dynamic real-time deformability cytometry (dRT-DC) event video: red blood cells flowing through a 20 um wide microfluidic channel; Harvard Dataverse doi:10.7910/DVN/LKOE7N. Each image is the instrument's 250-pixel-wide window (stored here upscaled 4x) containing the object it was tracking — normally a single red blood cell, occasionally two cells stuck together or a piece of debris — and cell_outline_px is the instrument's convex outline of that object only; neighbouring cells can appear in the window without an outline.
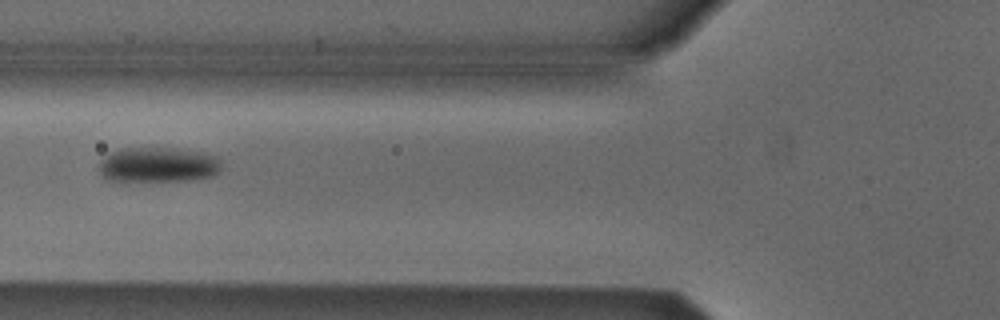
{"species": "Egyptian fruit bat (a non-hibernating species)", "species_latin": "Rousettus aegyptiacus", "temperature_condition": "cold", "stored_images_in_passage": 4, "camera_frame_rate_fps": 3000, "um_per_image_px": 0.085, "animal": {"sex": "male"}, "frame": {"image": 1, "passage_image": 4, "time_ms": 3.333, "image_size_px": [1000, 320], "cell_outline_px": [[220, 172], [212, 176], [188, 180], [108, 180], [100, 172], [100, 160], [112, 152], [120, 148], [172, 148], [200, 152], [220, 156]], "centroid_in_image_um": [13.48, 13.99], "position_along_channel_um": 112.3, "area_um2": 24.74}}